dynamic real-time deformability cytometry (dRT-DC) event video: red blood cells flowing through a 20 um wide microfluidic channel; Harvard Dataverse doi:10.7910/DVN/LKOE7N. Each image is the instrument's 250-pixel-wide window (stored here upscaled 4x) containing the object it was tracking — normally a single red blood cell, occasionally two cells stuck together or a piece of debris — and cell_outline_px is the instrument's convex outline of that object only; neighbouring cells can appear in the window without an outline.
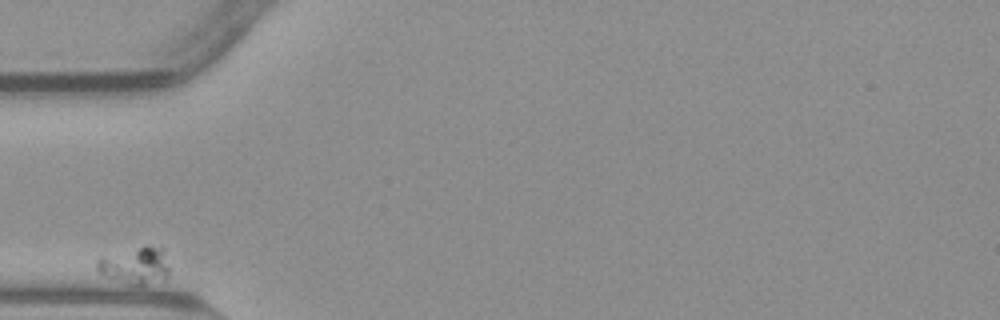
{"species": "common noctule bat (a hibernating species)", "species_latin": "Nyctalus noctula", "temperature_condition": "warm", "stored_images_in_passage": 33, "camera_frame_rate_fps": 3000, "um_per_image_px": 0.085, "animal": {"sex": "male", "body_mass_g": 23.1, "forearm_length_mm": 52.7}, "frame": {"image": 1, "passage_image": 1, "time_ms": 0.0, "image_size_px": [1000, 320], "cell_outline_px": [[168, 276], [164, 280], [144, 284], [132, 284], [108, 276], [100, 272], [96, 268], [96, 260], [100, 256], [140, 248], [164, 248], [168, 268]], "centroid_in_image_um": [11.5, 22.58], "position_along_channel_um": 73.5, "area_um2": 14.85}}
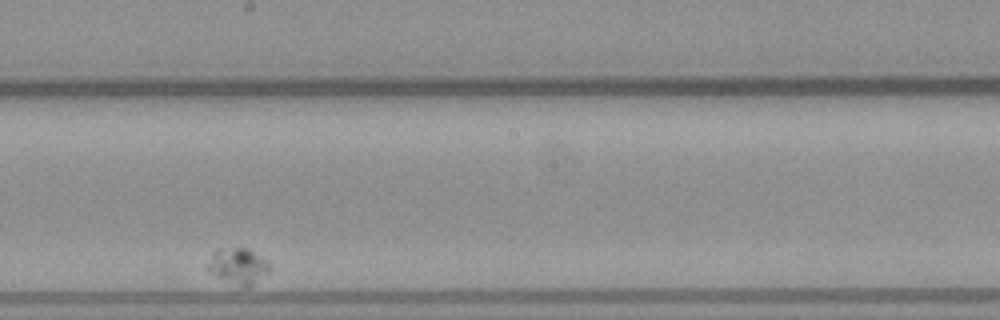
{"frame": {"image": 2, "passage_image": 19, "time_ms": 6.0, "image_size_px": [1000, 320], "cell_outline_px": [[272, 268], [268, 272], [252, 284], [240, 284], [208, 272], [208, 264], [216, 248], [248, 248], [268, 260]], "centroid_in_image_um": [20.28, 22.53], "position_along_channel_um": 227.9, "area_um2": 12.37}}
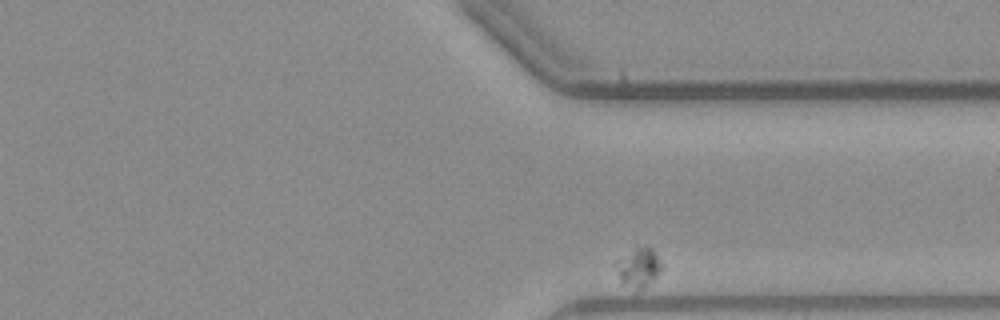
{"frame": {"image": 3, "passage_image": 33, "time_ms": 10.667, "image_size_px": [1000, 320], "cell_outline_px": [[664, 268], [652, 280], [640, 288], [620, 280], [612, 264], [612, 260], [636, 248], [652, 248], [664, 264]], "centroid_in_image_um": [54.25, 22.66], "position_along_channel_um": 357.2, "area_um2": 10.23}}